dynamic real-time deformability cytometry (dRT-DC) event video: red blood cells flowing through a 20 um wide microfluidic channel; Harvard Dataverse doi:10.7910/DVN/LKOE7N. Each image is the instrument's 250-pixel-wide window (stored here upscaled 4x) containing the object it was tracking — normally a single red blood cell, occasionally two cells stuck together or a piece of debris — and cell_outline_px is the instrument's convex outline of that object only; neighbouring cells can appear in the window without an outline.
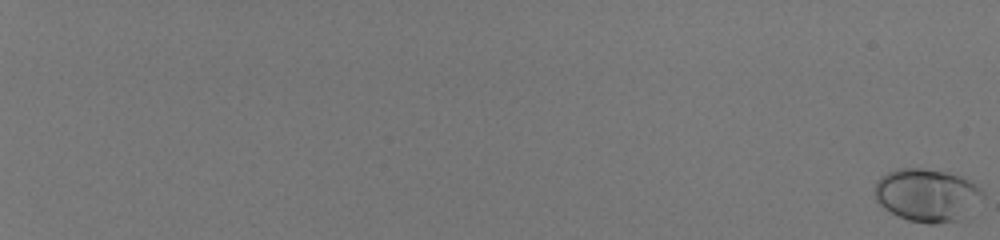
{"species": "human", "species_latin": "Homo sapiens", "temperature_condition": "room temperature", "stored_images_in_passage": 24, "camera_frame_rate_fps": 3000, "um_per_image_px": 0.085, "donor": {"sex": "male"}, "frame": {"image": 1, "passage_image": 1, "time_ms": 0.0, "image_size_px": [1000, 240], "cell_outline_px": [[984, 196], [956, 220], [936, 224], [928, 224], [908, 220], [884, 208], [876, 200], [876, 180], [880, 176], [896, 168], [920, 168], [948, 172], [960, 176], [968, 180], [980, 188], [984, 192]], "centroid_in_image_um": [78.75, 16.55], "position_along_channel_um": 6.3, "area_um2": 32.71}}